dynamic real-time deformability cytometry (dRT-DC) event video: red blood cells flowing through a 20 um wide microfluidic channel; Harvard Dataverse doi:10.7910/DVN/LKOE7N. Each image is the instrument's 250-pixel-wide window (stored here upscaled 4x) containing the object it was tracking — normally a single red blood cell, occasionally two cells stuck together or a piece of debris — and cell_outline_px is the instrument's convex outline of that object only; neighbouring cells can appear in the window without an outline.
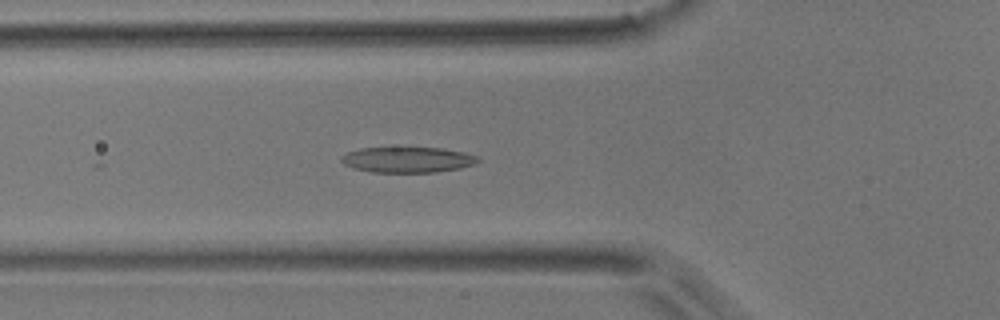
{"species": "common noctule bat (a hibernating species)", "species_latin": "Nyctalus noctula", "temperature_condition": "room temperature", "stored_images_in_passage": 3, "camera_frame_rate_fps": 3000, "um_per_image_px": 0.085, "animal": {"sex": "male", "body_mass_g": 17.9}, "frame": {"image": 1, "passage_image": 3, "time_ms": 2.333, "image_size_px": [1000, 320], "cell_outline_px": [[480, 160], [476, 164], [460, 168], [436, 172], [372, 172], [356, 168], [344, 164], [340, 160], [340, 156], [348, 152], [360, 148], [440, 148], [464, 152], [476, 156]], "centroid_in_image_um": [34.65, 13.58], "position_along_channel_um": 91.1, "area_um2": 20.23}}